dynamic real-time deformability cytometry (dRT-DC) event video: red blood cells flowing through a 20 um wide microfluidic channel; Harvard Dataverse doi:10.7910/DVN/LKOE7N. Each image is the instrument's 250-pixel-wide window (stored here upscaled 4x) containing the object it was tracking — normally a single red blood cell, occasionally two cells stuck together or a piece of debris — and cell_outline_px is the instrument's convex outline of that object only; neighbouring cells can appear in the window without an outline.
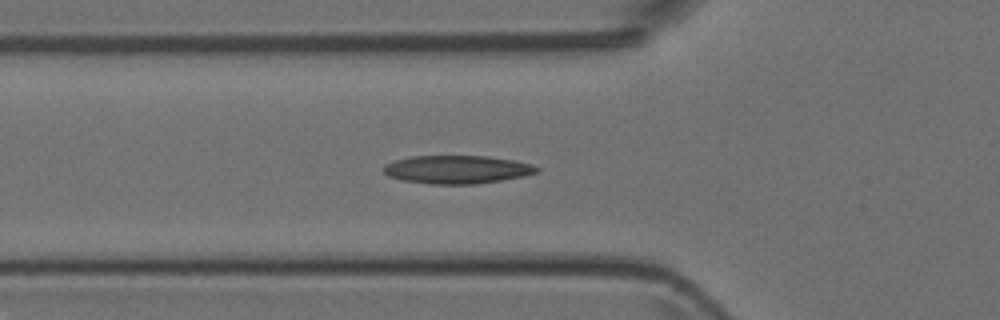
{"species": "Egyptian fruit bat (a non-hibernating species)", "species_latin": "Rousettus aegyptiacus", "temperature_condition": "room temperature", "stored_images_in_passage": 35, "camera_frame_rate_fps": 3000, "um_per_image_px": 0.085, "animal": {"sex": "female"}, "frame": {"image": 1, "passage_image": 2, "time_ms": 0.333, "image_size_px": [1000, 320], "cell_outline_px": [[540, 172], [524, 176], [476, 184], [428, 184], [404, 180], [388, 176], [380, 168], [384, 164], [396, 160], [412, 156], [488, 156], [512, 160], [532, 164], [540, 168]], "centroid_in_image_um": [38.84, 14.41], "position_along_channel_um": 87.0, "area_um2": 25.26}}
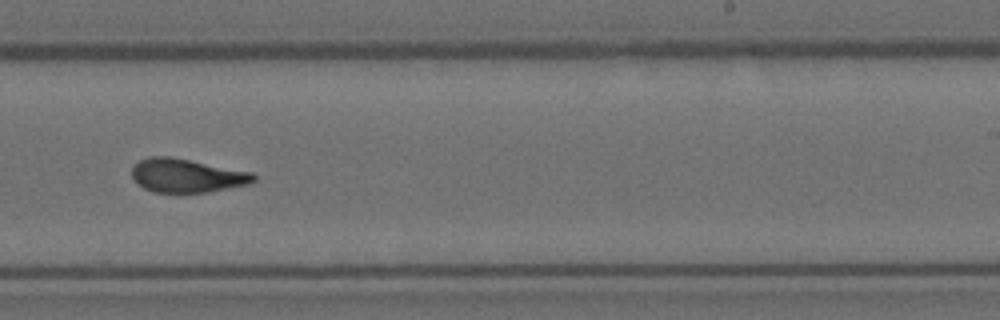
{"frame": {"image": 2, "passage_image": 16, "time_ms": 5.0, "image_size_px": [1000, 320], "cell_outline_px": [[256, 180], [248, 184], [208, 192], [180, 196], [152, 192], [144, 188], [132, 176], [132, 164], [140, 160], [152, 156], [168, 156], [252, 172], [256, 176]], "centroid_in_image_um": [15.85, 14.97], "position_along_channel_um": 273.2, "area_um2": 24.45}}
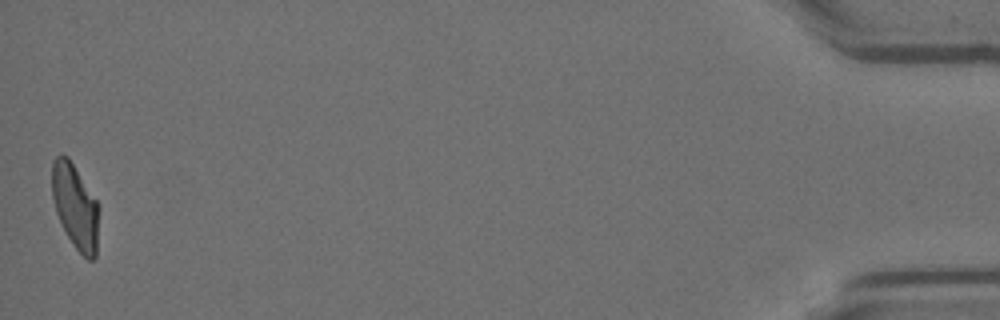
{"frame": {"image": 3, "passage_image": 35, "time_ms": 11.333, "image_size_px": [1000, 320], "cell_outline_px": [[100, 208], [96, 256], [92, 260], [88, 260], [72, 244], [56, 212], [52, 196], [52, 160], [60, 152], [68, 156], [96, 200]], "centroid_in_image_um": [6.41, 17.53], "position_along_channel_um": 428.8, "area_um2": 23.24}}